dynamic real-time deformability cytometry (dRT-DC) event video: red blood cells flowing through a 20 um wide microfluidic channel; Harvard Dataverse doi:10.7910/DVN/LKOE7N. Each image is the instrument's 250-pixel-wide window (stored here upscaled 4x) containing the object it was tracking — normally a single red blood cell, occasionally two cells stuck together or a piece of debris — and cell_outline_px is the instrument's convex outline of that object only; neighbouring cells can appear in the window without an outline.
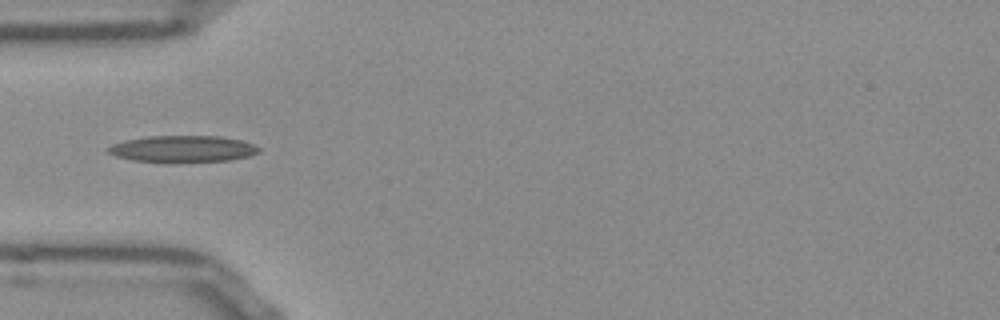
{"species": "Egyptian fruit bat (a non-hibernating species)", "species_latin": "Rousettus aegyptiacus", "temperature_condition": "room temperature", "stored_images_in_passage": 11, "camera_frame_rate_fps": 3000, "um_per_image_px": 0.085, "frame": {"image": 1, "passage_image": 4, "time_ms": 1.0, "image_size_px": [1000, 320], "cell_outline_px": [[260, 152], [252, 156], [232, 160], [176, 164], [132, 160], [116, 156], [108, 152], [108, 148], [112, 144], [124, 140], [148, 136], [220, 136], [240, 140], [252, 144], [260, 148]], "centroid_in_image_um": [15.56, 12.68], "position_along_channel_um": 69.4, "area_um2": 24.04}}